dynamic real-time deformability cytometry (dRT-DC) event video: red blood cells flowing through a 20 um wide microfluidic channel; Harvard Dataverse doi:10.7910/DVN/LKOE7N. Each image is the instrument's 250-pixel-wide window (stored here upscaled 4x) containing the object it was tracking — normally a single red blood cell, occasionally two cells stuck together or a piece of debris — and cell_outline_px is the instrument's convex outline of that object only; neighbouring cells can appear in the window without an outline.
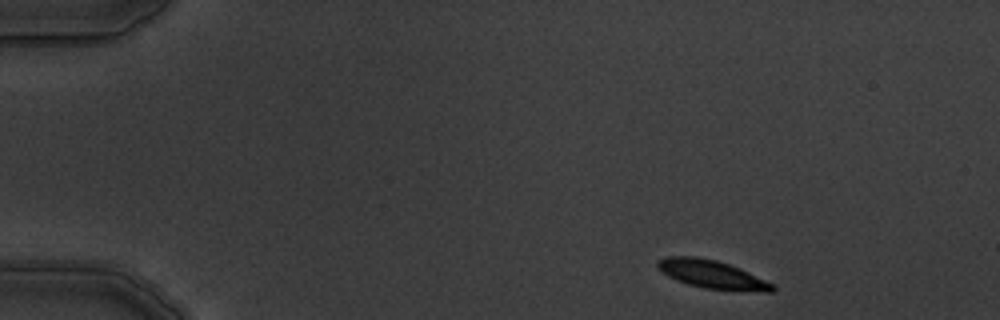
{"species": "common noctule bat (a hibernating species)", "species_latin": "Nyctalus noctula", "temperature_condition": "warm", "stored_images_in_passage": 3, "camera_frame_rate_fps": 3000, "um_per_image_px": 0.085, "animal": {"sex": "male", "body_mass_g": 19.5, "forearm_length_mm": 54.6}, "frame": {"image": 1, "passage_image": 1, "time_ms": 0.0, "image_size_px": [1000, 320], "cell_outline_px": [[776, 288], [772, 292], [764, 292], [704, 288], [688, 284], [676, 280], [668, 276], [656, 268], [656, 260], [668, 256], [696, 256], [716, 260], [740, 268], [776, 284]], "centroid_in_image_um": [60.53, 23.32], "position_along_channel_um": 24.5, "area_um2": 19.13}}
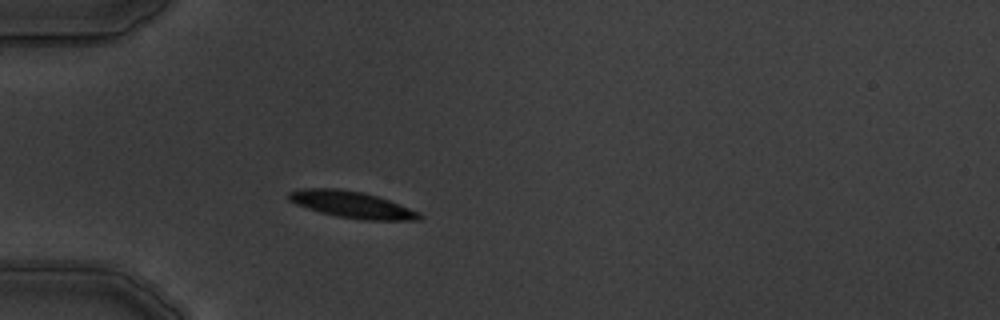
{"frame": {"image": 2, "passage_image": 3, "time_ms": 3.0, "image_size_px": [1000, 320], "cell_outline_px": [[424, 216], [420, 220], [364, 220], [336, 216], [320, 212], [296, 204], [288, 200], [288, 192], [304, 188], [336, 188], [364, 192], [388, 200], [420, 212]], "centroid_in_image_um": [29.91, 17.39], "position_along_channel_um": 55.1, "area_um2": 20.23}}